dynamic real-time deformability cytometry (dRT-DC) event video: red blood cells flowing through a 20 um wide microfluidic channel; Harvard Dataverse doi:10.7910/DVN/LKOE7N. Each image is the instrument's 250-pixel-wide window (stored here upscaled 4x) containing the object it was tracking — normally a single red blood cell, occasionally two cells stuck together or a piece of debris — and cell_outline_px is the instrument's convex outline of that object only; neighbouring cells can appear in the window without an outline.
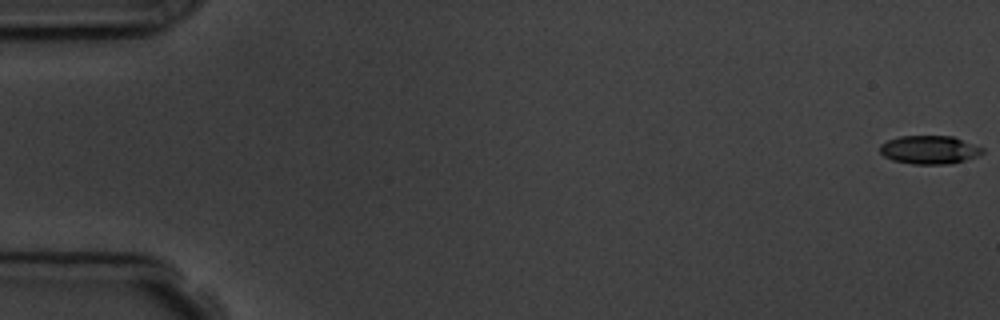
{"species": "common noctule bat (a hibernating species)", "species_latin": "Nyctalus noctula", "temperature_condition": "room temperature", "stored_images_in_passage": 9, "camera_frame_rate_fps": 3000, "um_per_image_px": 0.085, "animal": {"sex": "male", "body_mass_g": 19.5, "forearm_length_mm": 54.6}, "frame": {"image": 1, "passage_image": 1, "time_ms": 0.0, "image_size_px": [1000, 320], "cell_outline_px": [[984, 152], [976, 156], [952, 164], [912, 164], [892, 160], [884, 156], [880, 152], [880, 144], [888, 140], [900, 136], [952, 136], [984, 148]], "centroid_in_image_um": [78.98, 12.73], "position_along_channel_um": 6.0, "area_um2": 16.94}}
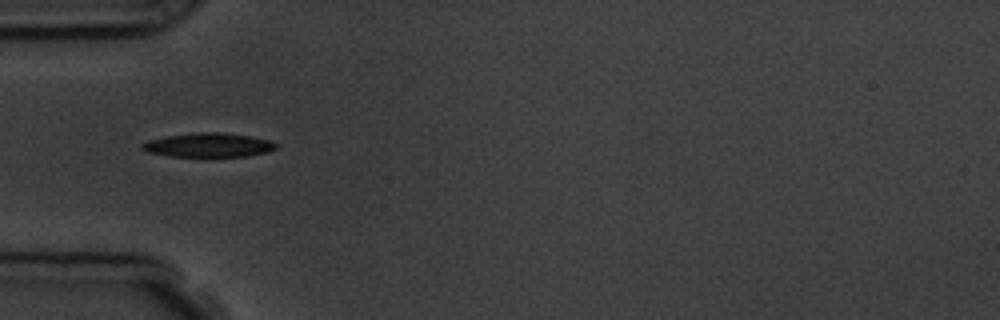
{"frame": {"image": 2, "passage_image": 6, "time_ms": 5.667, "image_size_px": [1000, 320], "cell_outline_px": [[276, 148], [268, 152], [248, 156], [172, 156], [148, 152], [140, 148], [140, 144], [148, 140], [168, 136], [196, 132], [224, 132], [272, 140], [276, 144]], "centroid_in_image_um": [17.73, 12.32], "position_along_channel_um": 67.3, "area_um2": 18.73}}